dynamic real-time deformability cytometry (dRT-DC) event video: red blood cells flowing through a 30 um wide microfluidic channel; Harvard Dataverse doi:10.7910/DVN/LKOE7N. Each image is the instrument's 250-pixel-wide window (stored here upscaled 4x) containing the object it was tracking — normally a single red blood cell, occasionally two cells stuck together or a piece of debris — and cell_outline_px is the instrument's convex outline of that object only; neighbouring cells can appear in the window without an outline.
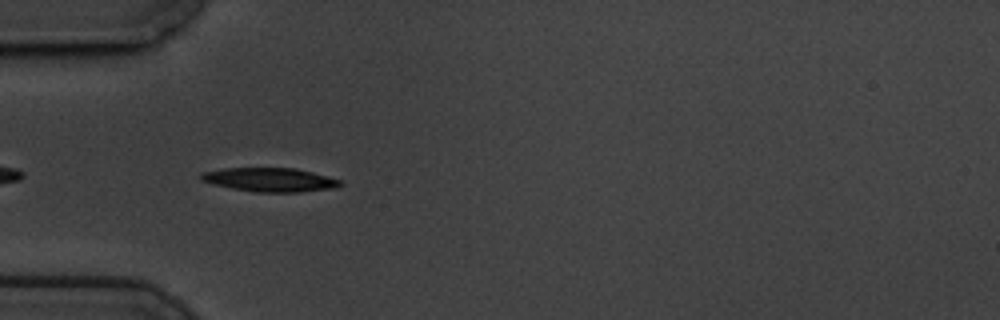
{"species": "common noctule bat (a hibernating species)", "species_latin": "Nyctalus noctula", "temperature_condition": "cold", "stored_images_in_passage": 6, "camera_frame_rate_fps": 3000, "um_per_image_px": 0.085, "animal": {"sex": "male", "body_mass_g": 19.5, "forearm_length_mm": 54.6}, "frame": {"image": 1, "passage_image": 5, "time_ms": 1.333, "image_size_px": [1000, 320], "cell_outline_px": [[344, 184], [336, 188], [300, 192], [256, 192], [232, 188], [212, 184], [200, 180], [200, 176], [204, 172], [224, 168], [296, 168], [312, 172], [340, 180]], "centroid_in_image_um": [22.96, 15.28], "position_along_channel_um": 62.0, "area_um2": 19.31}}
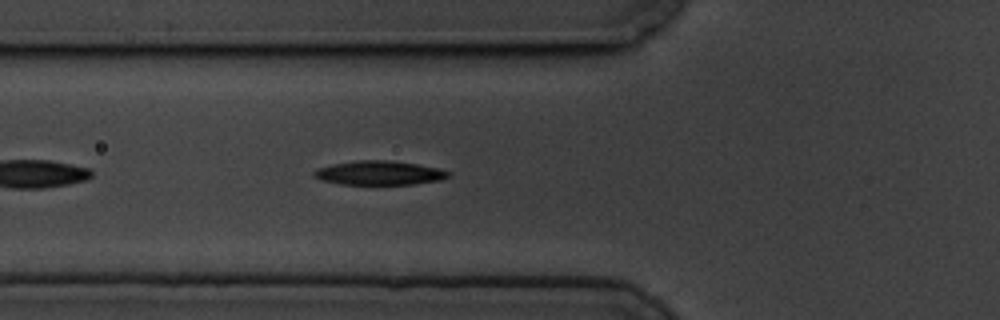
{"frame": {"image": 2, "passage_image": 6, "time_ms": 1.667, "image_size_px": [1000, 320], "cell_outline_px": [[452, 176], [440, 180], [416, 184], [340, 184], [320, 180], [312, 176], [312, 172], [316, 168], [332, 164], [356, 160], [388, 160], [416, 164], [440, 168], [452, 172]], "centroid_in_image_um": [32.24, 14.7], "position_along_channel_um": 93.6, "area_um2": 19.13}}